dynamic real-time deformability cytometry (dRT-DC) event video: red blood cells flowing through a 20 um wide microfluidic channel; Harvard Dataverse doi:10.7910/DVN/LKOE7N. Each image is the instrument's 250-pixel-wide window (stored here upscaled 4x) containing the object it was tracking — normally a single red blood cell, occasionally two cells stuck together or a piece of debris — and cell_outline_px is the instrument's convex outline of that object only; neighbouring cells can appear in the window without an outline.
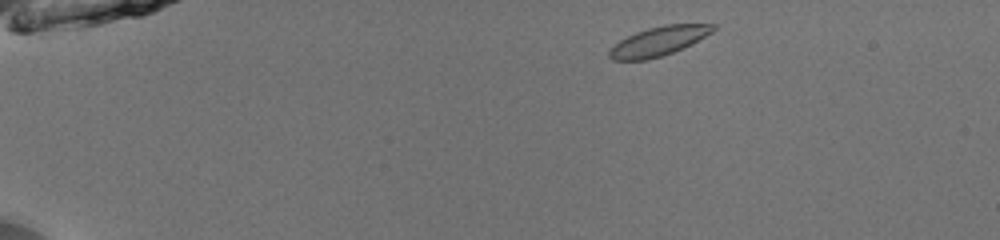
{"species": "common noctule bat (a hibernating species)", "species_latin": "Nyctalus noctula", "temperature_condition": "room temperature", "stored_images_in_passage": 20, "camera_frame_rate_fps": 3000, "um_per_image_px": 0.085, "animal": {"sex": "male", "body_mass_g": 13.0, "forearm_length_mm": 53.1}, "frame": {"image": 1, "passage_image": 2, "time_ms": 0.333, "image_size_px": [1000, 240], "cell_outline_px": [[716, 28], [712, 32], [672, 52], [648, 60], [612, 60], [608, 56], [608, 52], [620, 40], [636, 32], [648, 28], [664, 24], [716, 24]], "centroid_in_image_um": [55.95, 3.49], "position_along_channel_um": 29.1, "area_um2": 17.22}}
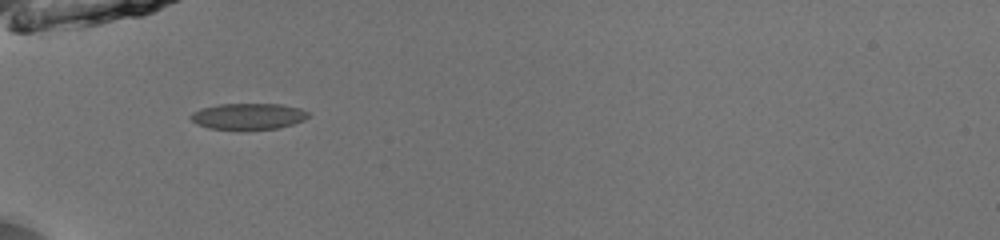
{"frame": {"image": 2, "passage_image": 11, "time_ms": 3.333, "image_size_px": [1000, 240], "cell_outline_px": [[308, 116], [304, 120], [292, 124], [276, 128], [240, 132], [208, 128], [196, 124], [188, 116], [192, 112], [200, 108], [220, 104], [280, 104], [300, 108], [308, 112]], "centroid_in_image_um": [21.03, 9.92], "position_along_channel_um": 64.0, "area_um2": 18.55}}
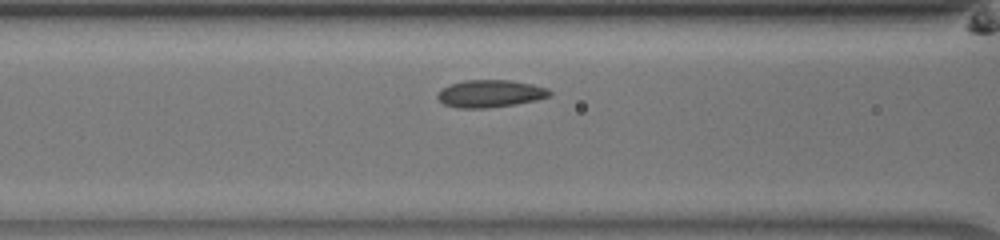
{"frame": {"image": 3, "passage_image": 16, "time_ms": 5.0, "image_size_px": [1000, 240], "cell_outline_px": [[552, 96], [536, 100], [516, 104], [488, 108], [456, 108], [444, 104], [436, 96], [444, 88], [452, 84], [464, 80], [508, 80], [532, 84], [548, 88], [552, 92]], "centroid_in_image_um": [41.72, 7.96], "position_along_channel_um": 124.9, "area_um2": 17.86}}